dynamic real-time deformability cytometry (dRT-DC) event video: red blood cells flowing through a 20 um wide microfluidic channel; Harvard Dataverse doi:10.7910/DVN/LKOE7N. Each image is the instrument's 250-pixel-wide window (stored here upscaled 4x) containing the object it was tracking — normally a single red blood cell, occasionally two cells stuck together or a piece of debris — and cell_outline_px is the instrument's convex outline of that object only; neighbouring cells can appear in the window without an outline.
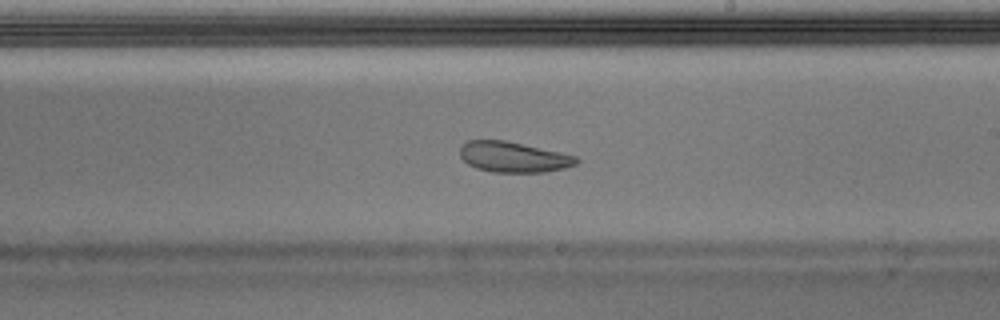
{"species": "Egyptian fruit bat (a non-hibernating species)", "species_latin": "Rousettus aegyptiacus", "temperature_condition": "warm", "stored_images_in_passage": 50, "segment_of_instrument_passage": [1, 2], "camera_frame_rate_fps": 3000, "um_per_image_px": 0.085, "animal": {"sex": "male"}, "frame": {"image": 1, "passage_image": 29, "time_ms": 9.333, "image_size_px": [1000, 320], "cell_outline_px": [[580, 160], [576, 164], [564, 168], [544, 172], [492, 172], [476, 168], [468, 164], [460, 156], [460, 148], [468, 140], [504, 140], [560, 152], [576, 156]], "centroid_in_image_um": [43.64, 13.35], "position_along_channel_um": 245.4, "area_um2": 20.58}}